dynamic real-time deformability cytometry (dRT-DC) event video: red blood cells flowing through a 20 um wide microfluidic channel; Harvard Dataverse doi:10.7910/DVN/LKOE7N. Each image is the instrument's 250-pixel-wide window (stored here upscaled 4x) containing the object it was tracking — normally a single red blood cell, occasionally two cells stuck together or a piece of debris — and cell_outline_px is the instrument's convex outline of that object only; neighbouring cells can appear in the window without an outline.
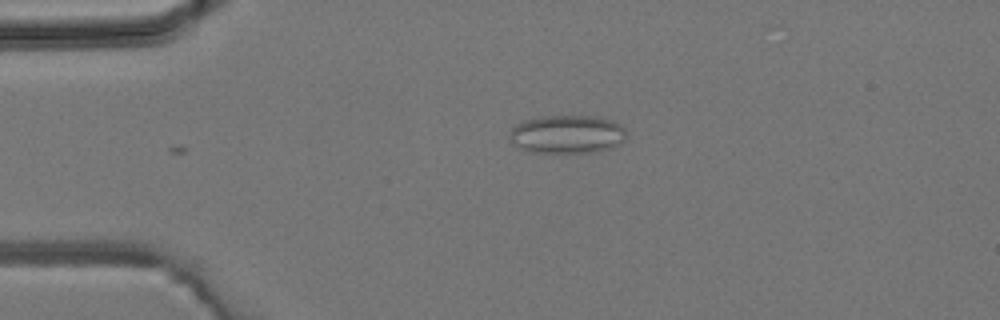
{"species": "common noctule bat (a hibernating species)", "species_latin": "Nyctalus noctula", "temperature_condition": "room temperature", "stored_images_in_passage": 3, "camera_frame_rate_fps": 3000, "um_per_image_px": 0.085, "animal": {"sex": "male", "body_mass_g": 19.2, "forearm_length_mm": 51.8}, "frame": {"image": 1, "passage_image": 3, "time_ms": 2.333, "image_size_px": [1000, 320], "cell_outline_px": [[628, 132], [624, 140], [620, 144], [612, 148], [596, 152], [532, 152], [520, 148], [512, 144], [508, 132], [516, 124], [524, 120], [540, 116], [592, 116], [612, 120], [620, 124]], "centroid_in_image_um": [48.21, 11.41], "position_along_channel_um": 36.8, "area_um2": 26.36}}